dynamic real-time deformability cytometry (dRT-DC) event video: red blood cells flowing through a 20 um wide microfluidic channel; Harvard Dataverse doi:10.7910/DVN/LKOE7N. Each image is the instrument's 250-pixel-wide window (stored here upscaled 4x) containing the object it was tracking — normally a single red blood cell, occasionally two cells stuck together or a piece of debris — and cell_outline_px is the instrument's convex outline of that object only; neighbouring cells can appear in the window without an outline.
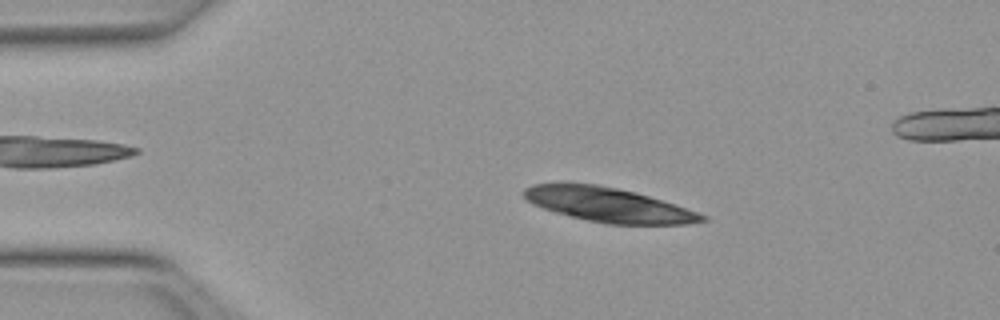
{"species": "Egyptian fruit bat (a non-hibernating species)", "species_latin": "Rousettus aegyptiacus", "temperature_condition": "warm", "stored_images_in_passage": 47, "camera_frame_rate_fps": 3000, "um_per_image_px": 0.085, "animal": {"sex": "female"}, "frame": {"image": 1, "passage_image": 5, "time_ms": 1.333, "image_size_px": [1000, 320], "cell_outline_px": [[708, 220], [688, 224], [608, 224], [588, 220], [556, 212], [544, 208], [528, 200], [524, 196], [524, 188], [532, 184], [564, 180], [568, 180], [596, 184], [616, 188], [648, 196], [708, 216]], "centroid_in_image_um": [51.63, 17.37], "position_along_channel_um": 33.4, "area_um2": 35.66}}
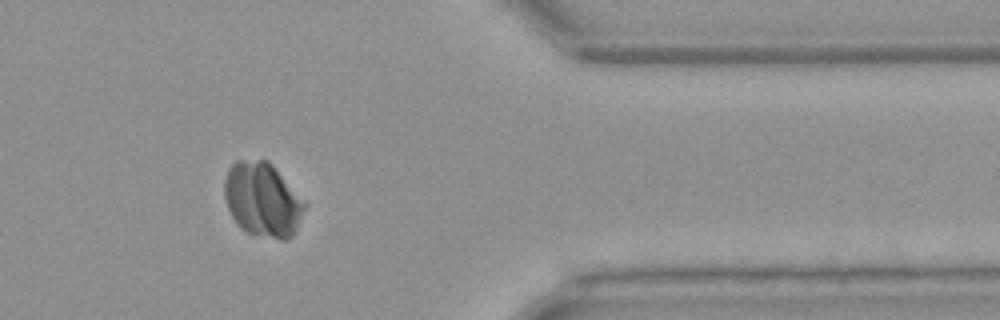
{"frame": {"image": 2, "passage_image": 37, "time_ms": 12.0, "image_size_px": [1000, 320], "cell_outline_px": [[308, 204], [292, 236], [284, 240], [280, 240], [248, 232], [240, 228], [236, 224], [228, 208], [224, 196], [224, 180], [228, 168], [236, 160], [268, 160], [272, 164]], "centroid_in_image_um": [22.32, 16.96], "position_along_channel_um": 389.1, "area_um2": 34.8}}